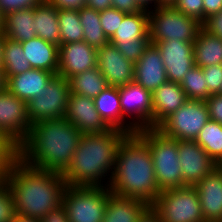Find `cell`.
Listing matches in <instances>:
<instances>
[{"mask_svg":"<svg viewBox=\"0 0 222 222\" xmlns=\"http://www.w3.org/2000/svg\"><path fill=\"white\" fill-rule=\"evenodd\" d=\"M97 68L110 86H124L134 81V63L110 42L97 50Z\"/></svg>","mask_w":222,"mask_h":222,"instance_id":"cell-15","label":"cell"},{"mask_svg":"<svg viewBox=\"0 0 222 222\" xmlns=\"http://www.w3.org/2000/svg\"><path fill=\"white\" fill-rule=\"evenodd\" d=\"M112 194L138 199L151 206L160 194L148 144L136 133L120 143L111 181Z\"/></svg>","mask_w":222,"mask_h":222,"instance_id":"cell-3","label":"cell"},{"mask_svg":"<svg viewBox=\"0 0 222 222\" xmlns=\"http://www.w3.org/2000/svg\"><path fill=\"white\" fill-rule=\"evenodd\" d=\"M149 36L151 44L177 39L194 42L202 23L179 12L172 4H159L148 10Z\"/></svg>","mask_w":222,"mask_h":222,"instance_id":"cell-6","label":"cell"},{"mask_svg":"<svg viewBox=\"0 0 222 222\" xmlns=\"http://www.w3.org/2000/svg\"><path fill=\"white\" fill-rule=\"evenodd\" d=\"M15 215L13 194L2 181L0 183V222H13Z\"/></svg>","mask_w":222,"mask_h":222,"instance_id":"cell-37","label":"cell"},{"mask_svg":"<svg viewBox=\"0 0 222 222\" xmlns=\"http://www.w3.org/2000/svg\"><path fill=\"white\" fill-rule=\"evenodd\" d=\"M171 4L179 12L203 24V0H174Z\"/></svg>","mask_w":222,"mask_h":222,"instance_id":"cell-39","label":"cell"},{"mask_svg":"<svg viewBox=\"0 0 222 222\" xmlns=\"http://www.w3.org/2000/svg\"><path fill=\"white\" fill-rule=\"evenodd\" d=\"M97 67V50L86 42L78 41L59 45L57 75L70 77Z\"/></svg>","mask_w":222,"mask_h":222,"instance_id":"cell-16","label":"cell"},{"mask_svg":"<svg viewBox=\"0 0 222 222\" xmlns=\"http://www.w3.org/2000/svg\"><path fill=\"white\" fill-rule=\"evenodd\" d=\"M85 6L97 11L112 8V0H86Z\"/></svg>","mask_w":222,"mask_h":222,"instance_id":"cell-48","label":"cell"},{"mask_svg":"<svg viewBox=\"0 0 222 222\" xmlns=\"http://www.w3.org/2000/svg\"><path fill=\"white\" fill-rule=\"evenodd\" d=\"M35 32L37 37L60 45V26L58 21V9L48 0H42L33 8Z\"/></svg>","mask_w":222,"mask_h":222,"instance_id":"cell-26","label":"cell"},{"mask_svg":"<svg viewBox=\"0 0 222 222\" xmlns=\"http://www.w3.org/2000/svg\"><path fill=\"white\" fill-rule=\"evenodd\" d=\"M93 100L98 114L110 129L121 130L128 135L137 133L122 116L118 87L108 85Z\"/></svg>","mask_w":222,"mask_h":222,"instance_id":"cell-21","label":"cell"},{"mask_svg":"<svg viewBox=\"0 0 222 222\" xmlns=\"http://www.w3.org/2000/svg\"><path fill=\"white\" fill-rule=\"evenodd\" d=\"M137 134L148 144L152 154L159 191L183 187L177 140L165 136L156 128L143 129Z\"/></svg>","mask_w":222,"mask_h":222,"instance_id":"cell-5","label":"cell"},{"mask_svg":"<svg viewBox=\"0 0 222 222\" xmlns=\"http://www.w3.org/2000/svg\"><path fill=\"white\" fill-rule=\"evenodd\" d=\"M194 187L205 222H222V170L216 167Z\"/></svg>","mask_w":222,"mask_h":222,"instance_id":"cell-18","label":"cell"},{"mask_svg":"<svg viewBox=\"0 0 222 222\" xmlns=\"http://www.w3.org/2000/svg\"><path fill=\"white\" fill-rule=\"evenodd\" d=\"M180 86L188 99L205 101L211 95L206 87L202 68L198 66H194L186 73Z\"/></svg>","mask_w":222,"mask_h":222,"instance_id":"cell-34","label":"cell"},{"mask_svg":"<svg viewBox=\"0 0 222 222\" xmlns=\"http://www.w3.org/2000/svg\"><path fill=\"white\" fill-rule=\"evenodd\" d=\"M195 66L204 68L222 64V39L210 34L203 27L193 42Z\"/></svg>","mask_w":222,"mask_h":222,"instance_id":"cell-27","label":"cell"},{"mask_svg":"<svg viewBox=\"0 0 222 222\" xmlns=\"http://www.w3.org/2000/svg\"><path fill=\"white\" fill-rule=\"evenodd\" d=\"M13 222H42V220L38 218L25 217V216L16 214Z\"/></svg>","mask_w":222,"mask_h":222,"instance_id":"cell-51","label":"cell"},{"mask_svg":"<svg viewBox=\"0 0 222 222\" xmlns=\"http://www.w3.org/2000/svg\"><path fill=\"white\" fill-rule=\"evenodd\" d=\"M5 35L3 32H0V68L3 69V49L5 43Z\"/></svg>","mask_w":222,"mask_h":222,"instance_id":"cell-52","label":"cell"},{"mask_svg":"<svg viewBox=\"0 0 222 222\" xmlns=\"http://www.w3.org/2000/svg\"><path fill=\"white\" fill-rule=\"evenodd\" d=\"M222 10V0H203V23L211 15Z\"/></svg>","mask_w":222,"mask_h":222,"instance_id":"cell-46","label":"cell"},{"mask_svg":"<svg viewBox=\"0 0 222 222\" xmlns=\"http://www.w3.org/2000/svg\"><path fill=\"white\" fill-rule=\"evenodd\" d=\"M6 88V79L4 77L3 69L0 68V91Z\"/></svg>","mask_w":222,"mask_h":222,"instance_id":"cell-53","label":"cell"},{"mask_svg":"<svg viewBox=\"0 0 222 222\" xmlns=\"http://www.w3.org/2000/svg\"><path fill=\"white\" fill-rule=\"evenodd\" d=\"M24 55L31 68L58 73L59 46L39 37L21 42Z\"/></svg>","mask_w":222,"mask_h":222,"instance_id":"cell-23","label":"cell"},{"mask_svg":"<svg viewBox=\"0 0 222 222\" xmlns=\"http://www.w3.org/2000/svg\"><path fill=\"white\" fill-rule=\"evenodd\" d=\"M3 181L13 194L15 214L41 220L62 203L67 186L62 173L31 167L18 157Z\"/></svg>","mask_w":222,"mask_h":222,"instance_id":"cell-1","label":"cell"},{"mask_svg":"<svg viewBox=\"0 0 222 222\" xmlns=\"http://www.w3.org/2000/svg\"><path fill=\"white\" fill-rule=\"evenodd\" d=\"M217 167L222 170V159L217 163Z\"/></svg>","mask_w":222,"mask_h":222,"instance_id":"cell-56","label":"cell"},{"mask_svg":"<svg viewBox=\"0 0 222 222\" xmlns=\"http://www.w3.org/2000/svg\"><path fill=\"white\" fill-rule=\"evenodd\" d=\"M127 135L117 129L82 134L71 163L62 173L66 184L108 187L118 147Z\"/></svg>","mask_w":222,"mask_h":222,"instance_id":"cell-4","label":"cell"},{"mask_svg":"<svg viewBox=\"0 0 222 222\" xmlns=\"http://www.w3.org/2000/svg\"><path fill=\"white\" fill-rule=\"evenodd\" d=\"M202 27L210 34L222 39V10L207 18Z\"/></svg>","mask_w":222,"mask_h":222,"instance_id":"cell-43","label":"cell"},{"mask_svg":"<svg viewBox=\"0 0 222 222\" xmlns=\"http://www.w3.org/2000/svg\"><path fill=\"white\" fill-rule=\"evenodd\" d=\"M70 93L96 98L107 86V80L100 70L92 68L68 79Z\"/></svg>","mask_w":222,"mask_h":222,"instance_id":"cell-29","label":"cell"},{"mask_svg":"<svg viewBox=\"0 0 222 222\" xmlns=\"http://www.w3.org/2000/svg\"><path fill=\"white\" fill-rule=\"evenodd\" d=\"M160 4H171L174 0H157Z\"/></svg>","mask_w":222,"mask_h":222,"instance_id":"cell-55","label":"cell"},{"mask_svg":"<svg viewBox=\"0 0 222 222\" xmlns=\"http://www.w3.org/2000/svg\"><path fill=\"white\" fill-rule=\"evenodd\" d=\"M203 75L206 81V87L210 94H218L221 92L222 86V64L211 65L202 68Z\"/></svg>","mask_w":222,"mask_h":222,"instance_id":"cell-40","label":"cell"},{"mask_svg":"<svg viewBox=\"0 0 222 222\" xmlns=\"http://www.w3.org/2000/svg\"><path fill=\"white\" fill-rule=\"evenodd\" d=\"M81 136L65 118L35 123L18 146V158L31 167L63 173L71 163Z\"/></svg>","mask_w":222,"mask_h":222,"instance_id":"cell-2","label":"cell"},{"mask_svg":"<svg viewBox=\"0 0 222 222\" xmlns=\"http://www.w3.org/2000/svg\"><path fill=\"white\" fill-rule=\"evenodd\" d=\"M31 66L26 59L21 42L13 41L5 38L3 49V72L7 80L11 76H15L30 70Z\"/></svg>","mask_w":222,"mask_h":222,"instance_id":"cell-31","label":"cell"},{"mask_svg":"<svg viewBox=\"0 0 222 222\" xmlns=\"http://www.w3.org/2000/svg\"><path fill=\"white\" fill-rule=\"evenodd\" d=\"M137 222H162L159 216L149 207Z\"/></svg>","mask_w":222,"mask_h":222,"instance_id":"cell-49","label":"cell"},{"mask_svg":"<svg viewBox=\"0 0 222 222\" xmlns=\"http://www.w3.org/2000/svg\"><path fill=\"white\" fill-rule=\"evenodd\" d=\"M109 187L67 185L62 204L65 206L69 222H103Z\"/></svg>","mask_w":222,"mask_h":222,"instance_id":"cell-7","label":"cell"},{"mask_svg":"<svg viewBox=\"0 0 222 222\" xmlns=\"http://www.w3.org/2000/svg\"><path fill=\"white\" fill-rule=\"evenodd\" d=\"M205 103L210 119L222 124V94H211Z\"/></svg>","mask_w":222,"mask_h":222,"instance_id":"cell-42","label":"cell"},{"mask_svg":"<svg viewBox=\"0 0 222 222\" xmlns=\"http://www.w3.org/2000/svg\"><path fill=\"white\" fill-rule=\"evenodd\" d=\"M4 18H5V15L1 12V9H0V32L4 31Z\"/></svg>","mask_w":222,"mask_h":222,"instance_id":"cell-54","label":"cell"},{"mask_svg":"<svg viewBox=\"0 0 222 222\" xmlns=\"http://www.w3.org/2000/svg\"><path fill=\"white\" fill-rule=\"evenodd\" d=\"M154 45L161 54L168 81L180 84L186 73L195 66L193 42L173 39Z\"/></svg>","mask_w":222,"mask_h":222,"instance_id":"cell-14","label":"cell"},{"mask_svg":"<svg viewBox=\"0 0 222 222\" xmlns=\"http://www.w3.org/2000/svg\"><path fill=\"white\" fill-rule=\"evenodd\" d=\"M188 100L179 83L167 81L152 93L153 128L177 111Z\"/></svg>","mask_w":222,"mask_h":222,"instance_id":"cell-20","label":"cell"},{"mask_svg":"<svg viewBox=\"0 0 222 222\" xmlns=\"http://www.w3.org/2000/svg\"><path fill=\"white\" fill-rule=\"evenodd\" d=\"M209 120L205 101L188 99L156 129L176 140L195 141L200 130Z\"/></svg>","mask_w":222,"mask_h":222,"instance_id":"cell-9","label":"cell"},{"mask_svg":"<svg viewBox=\"0 0 222 222\" xmlns=\"http://www.w3.org/2000/svg\"><path fill=\"white\" fill-rule=\"evenodd\" d=\"M82 134L102 133L110 128L96 110L93 98L70 93L65 117Z\"/></svg>","mask_w":222,"mask_h":222,"instance_id":"cell-17","label":"cell"},{"mask_svg":"<svg viewBox=\"0 0 222 222\" xmlns=\"http://www.w3.org/2000/svg\"><path fill=\"white\" fill-rule=\"evenodd\" d=\"M150 207L162 222H205L194 186L162 191Z\"/></svg>","mask_w":222,"mask_h":222,"instance_id":"cell-8","label":"cell"},{"mask_svg":"<svg viewBox=\"0 0 222 222\" xmlns=\"http://www.w3.org/2000/svg\"><path fill=\"white\" fill-rule=\"evenodd\" d=\"M118 90L123 118L136 131L153 128L152 93L135 81Z\"/></svg>","mask_w":222,"mask_h":222,"instance_id":"cell-12","label":"cell"},{"mask_svg":"<svg viewBox=\"0 0 222 222\" xmlns=\"http://www.w3.org/2000/svg\"><path fill=\"white\" fill-rule=\"evenodd\" d=\"M195 142L217 164L222 159V124L210 119L200 130Z\"/></svg>","mask_w":222,"mask_h":222,"instance_id":"cell-32","label":"cell"},{"mask_svg":"<svg viewBox=\"0 0 222 222\" xmlns=\"http://www.w3.org/2000/svg\"><path fill=\"white\" fill-rule=\"evenodd\" d=\"M183 187L195 186L207 176L217 164L195 141L177 140Z\"/></svg>","mask_w":222,"mask_h":222,"instance_id":"cell-13","label":"cell"},{"mask_svg":"<svg viewBox=\"0 0 222 222\" xmlns=\"http://www.w3.org/2000/svg\"><path fill=\"white\" fill-rule=\"evenodd\" d=\"M17 157L18 147L0 132V177L2 179H4Z\"/></svg>","mask_w":222,"mask_h":222,"instance_id":"cell-35","label":"cell"},{"mask_svg":"<svg viewBox=\"0 0 222 222\" xmlns=\"http://www.w3.org/2000/svg\"><path fill=\"white\" fill-rule=\"evenodd\" d=\"M134 81L153 93L167 82V74L158 48L151 44L134 64Z\"/></svg>","mask_w":222,"mask_h":222,"instance_id":"cell-19","label":"cell"},{"mask_svg":"<svg viewBox=\"0 0 222 222\" xmlns=\"http://www.w3.org/2000/svg\"><path fill=\"white\" fill-rule=\"evenodd\" d=\"M42 0H0L1 12L6 15L9 12L21 9L34 8Z\"/></svg>","mask_w":222,"mask_h":222,"instance_id":"cell-41","label":"cell"},{"mask_svg":"<svg viewBox=\"0 0 222 222\" xmlns=\"http://www.w3.org/2000/svg\"><path fill=\"white\" fill-rule=\"evenodd\" d=\"M60 45L83 40V27L78 9H58Z\"/></svg>","mask_w":222,"mask_h":222,"instance_id":"cell-33","label":"cell"},{"mask_svg":"<svg viewBox=\"0 0 222 222\" xmlns=\"http://www.w3.org/2000/svg\"><path fill=\"white\" fill-rule=\"evenodd\" d=\"M27 102L8 89L0 91V132L15 146H19L31 129Z\"/></svg>","mask_w":222,"mask_h":222,"instance_id":"cell-11","label":"cell"},{"mask_svg":"<svg viewBox=\"0 0 222 222\" xmlns=\"http://www.w3.org/2000/svg\"><path fill=\"white\" fill-rule=\"evenodd\" d=\"M126 14L115 8L99 11L102 29L108 39L114 35Z\"/></svg>","mask_w":222,"mask_h":222,"instance_id":"cell-36","label":"cell"},{"mask_svg":"<svg viewBox=\"0 0 222 222\" xmlns=\"http://www.w3.org/2000/svg\"><path fill=\"white\" fill-rule=\"evenodd\" d=\"M80 23L83 27V41L96 50L109 43L100 22L99 11L82 6L79 9Z\"/></svg>","mask_w":222,"mask_h":222,"instance_id":"cell-30","label":"cell"},{"mask_svg":"<svg viewBox=\"0 0 222 222\" xmlns=\"http://www.w3.org/2000/svg\"><path fill=\"white\" fill-rule=\"evenodd\" d=\"M150 43V39H138L133 40L132 43L115 46L126 59L135 64L141 58Z\"/></svg>","mask_w":222,"mask_h":222,"instance_id":"cell-38","label":"cell"},{"mask_svg":"<svg viewBox=\"0 0 222 222\" xmlns=\"http://www.w3.org/2000/svg\"><path fill=\"white\" fill-rule=\"evenodd\" d=\"M112 8L125 13H135L143 10L135 0H112Z\"/></svg>","mask_w":222,"mask_h":222,"instance_id":"cell-45","label":"cell"},{"mask_svg":"<svg viewBox=\"0 0 222 222\" xmlns=\"http://www.w3.org/2000/svg\"><path fill=\"white\" fill-rule=\"evenodd\" d=\"M33 8L9 12L4 18L3 34L10 40L24 42L37 37Z\"/></svg>","mask_w":222,"mask_h":222,"instance_id":"cell-28","label":"cell"},{"mask_svg":"<svg viewBox=\"0 0 222 222\" xmlns=\"http://www.w3.org/2000/svg\"><path fill=\"white\" fill-rule=\"evenodd\" d=\"M149 207L141 200L111 194L103 222H137Z\"/></svg>","mask_w":222,"mask_h":222,"instance_id":"cell-24","label":"cell"},{"mask_svg":"<svg viewBox=\"0 0 222 222\" xmlns=\"http://www.w3.org/2000/svg\"><path fill=\"white\" fill-rule=\"evenodd\" d=\"M138 39H150L148 10L145 9L141 12L127 13L109 42L113 45H123Z\"/></svg>","mask_w":222,"mask_h":222,"instance_id":"cell-25","label":"cell"},{"mask_svg":"<svg viewBox=\"0 0 222 222\" xmlns=\"http://www.w3.org/2000/svg\"><path fill=\"white\" fill-rule=\"evenodd\" d=\"M138 5L145 10H150L153 8L157 7L160 3L157 0H135ZM154 4V5H153Z\"/></svg>","mask_w":222,"mask_h":222,"instance_id":"cell-50","label":"cell"},{"mask_svg":"<svg viewBox=\"0 0 222 222\" xmlns=\"http://www.w3.org/2000/svg\"><path fill=\"white\" fill-rule=\"evenodd\" d=\"M57 9H80L86 0H48Z\"/></svg>","mask_w":222,"mask_h":222,"instance_id":"cell-47","label":"cell"},{"mask_svg":"<svg viewBox=\"0 0 222 222\" xmlns=\"http://www.w3.org/2000/svg\"><path fill=\"white\" fill-rule=\"evenodd\" d=\"M70 95L69 83L64 77L54 75L39 95L27 103L31 125L64 118Z\"/></svg>","mask_w":222,"mask_h":222,"instance_id":"cell-10","label":"cell"},{"mask_svg":"<svg viewBox=\"0 0 222 222\" xmlns=\"http://www.w3.org/2000/svg\"><path fill=\"white\" fill-rule=\"evenodd\" d=\"M55 74L42 69L31 68L6 80V89L27 103L45 89Z\"/></svg>","mask_w":222,"mask_h":222,"instance_id":"cell-22","label":"cell"},{"mask_svg":"<svg viewBox=\"0 0 222 222\" xmlns=\"http://www.w3.org/2000/svg\"><path fill=\"white\" fill-rule=\"evenodd\" d=\"M42 222H69L65 206L62 203L59 204L45 215Z\"/></svg>","mask_w":222,"mask_h":222,"instance_id":"cell-44","label":"cell"}]
</instances>
